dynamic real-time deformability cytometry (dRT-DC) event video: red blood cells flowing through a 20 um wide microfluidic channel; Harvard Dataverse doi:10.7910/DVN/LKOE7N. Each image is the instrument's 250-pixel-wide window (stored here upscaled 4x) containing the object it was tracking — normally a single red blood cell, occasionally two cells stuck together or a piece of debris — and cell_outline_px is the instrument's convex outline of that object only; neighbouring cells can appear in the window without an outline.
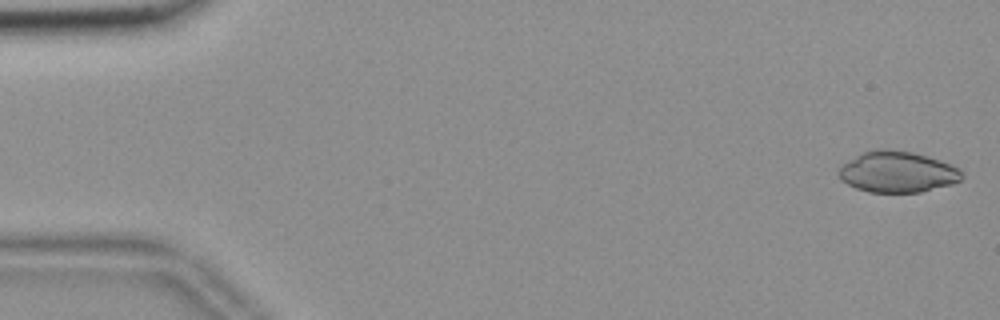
{"species": "common noctule bat (a hibernating species)", "species_latin": "Nyctalus noctula", "temperature_condition": "room temperature", "stored_images_in_passage": 56, "camera_frame_rate_fps": 3000, "um_per_image_px": 0.085, "animal": {"sex": "female", "body_mass_g": 18.4}, "frame": {"image": 1, "passage_image": 2, "time_ms": 0.333, "image_size_px": [1000, 320], "cell_outline_px": [[964, 176], [960, 180], [952, 184], [920, 192], [868, 192], [856, 188], [840, 180], [840, 168], [844, 164], [856, 156], [864, 152], [876, 148], [884, 148], [912, 152], [928, 156], [940, 160], [956, 168]], "centroid_in_image_um": [76.27, 14.61], "position_along_channel_um": 8.7, "area_um2": 29.13}}
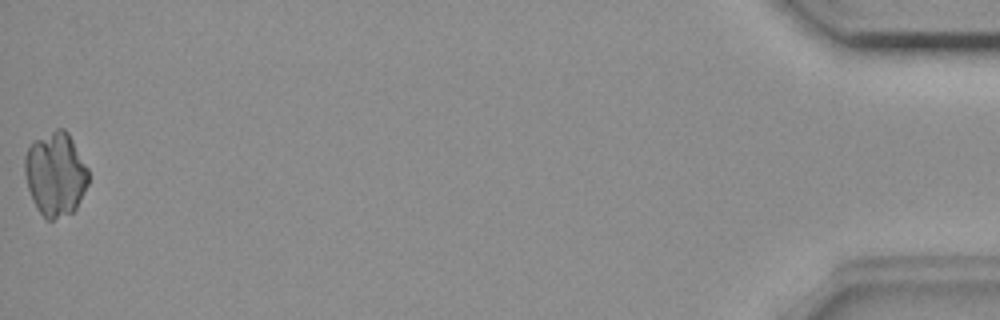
{"frame": {"image": 2, "passage_image": 56, "time_ms": 18.333, "image_size_px": [1000, 320], "cell_outline_px": [[88, 184], [76, 208], [72, 212], [52, 220], [48, 220], [36, 208], [32, 200], [28, 188], [24, 172], [24, 156], [32, 140], [56, 128], [64, 128], [68, 132], [88, 168]], "centroid_in_image_um": [4.7, 14.77], "position_along_channel_um": 430.5, "area_um2": 31.27}}